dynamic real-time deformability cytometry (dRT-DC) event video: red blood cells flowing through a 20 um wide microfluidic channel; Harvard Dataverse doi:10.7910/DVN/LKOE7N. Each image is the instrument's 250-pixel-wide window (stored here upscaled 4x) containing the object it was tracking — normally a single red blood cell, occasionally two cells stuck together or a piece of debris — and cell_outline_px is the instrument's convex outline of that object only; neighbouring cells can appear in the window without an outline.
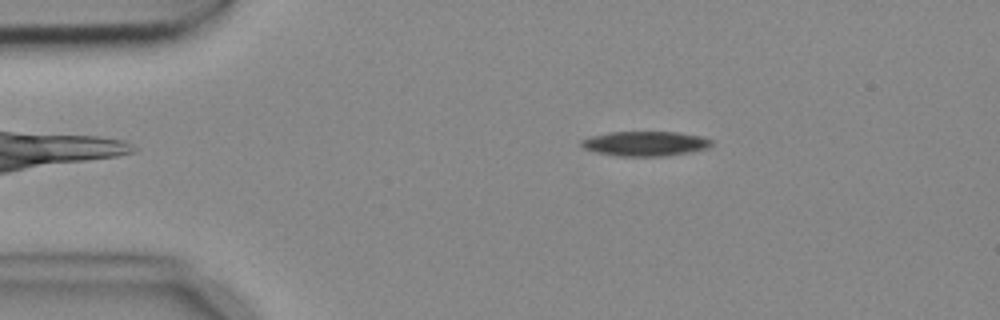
{"species": "common noctule bat (a hibernating species)", "species_latin": "Nyctalus noctula", "temperature_condition": "cold", "stored_images_in_passage": 2, "camera_frame_rate_fps": 3000, "um_per_image_px": 0.085, "animal": {"sex": "female", "body_mass_g": 18.4}, "frame": {"image": 1, "passage_image": 1, "time_ms": 0.0, "image_size_px": [1000, 320], "cell_outline_px": [[712, 144], [708, 148], [688, 152], [660, 156], [620, 156], [596, 152], [584, 148], [580, 144], [580, 140], [592, 136], [608, 132], [676, 132], [700, 136], [712, 140]], "centroid_in_image_um": [54.82, 12.2], "position_along_channel_um": 30.2, "area_um2": 18.55}}